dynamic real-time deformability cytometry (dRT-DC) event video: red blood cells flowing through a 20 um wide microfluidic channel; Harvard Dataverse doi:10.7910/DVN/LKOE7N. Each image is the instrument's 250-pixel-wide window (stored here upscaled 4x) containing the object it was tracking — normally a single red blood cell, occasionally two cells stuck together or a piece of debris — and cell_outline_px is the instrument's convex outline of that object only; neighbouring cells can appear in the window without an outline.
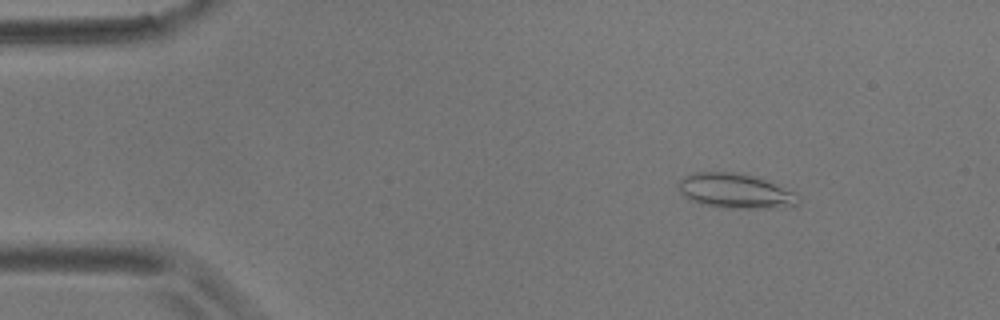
{"species": "common noctule bat (a hibernating species)", "species_latin": "Nyctalus noctula", "temperature_condition": "room temperature", "stored_images_in_passage": 5, "camera_frame_rate_fps": 3000, "um_per_image_px": 0.085, "animal": {"sex": "male", "body_mass_g": 17.9}, "frame": {"image": 1, "passage_image": 3, "time_ms": 2.333, "image_size_px": [1000, 320], "cell_outline_px": [[800, 204], [792, 208], [724, 208], [688, 200], [680, 192], [680, 180], [684, 176], [692, 172], [736, 172], [752, 176], [764, 180], [792, 192], [800, 196]], "centroid_in_image_um": [62.53, 16.25], "position_along_channel_um": 22.5, "area_um2": 24.22}}